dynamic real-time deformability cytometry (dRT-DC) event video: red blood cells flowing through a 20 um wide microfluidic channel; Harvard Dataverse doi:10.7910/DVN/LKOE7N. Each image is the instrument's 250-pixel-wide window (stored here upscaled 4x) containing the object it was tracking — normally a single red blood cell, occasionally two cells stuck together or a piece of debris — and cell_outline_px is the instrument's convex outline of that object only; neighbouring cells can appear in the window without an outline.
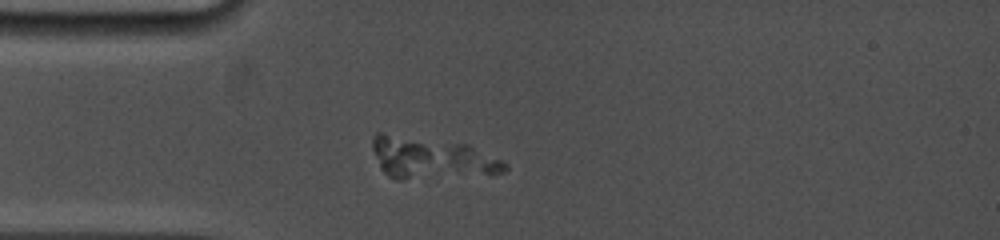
{"species": "common noctule bat (a hibernating species)", "species_latin": "Nyctalus noctula", "temperature_condition": "cold", "stored_images_in_passage": 2, "camera_frame_rate_fps": 5000, "um_per_image_px": 0.085, "animal": {"sex": "female", "body_mass_g": 19.0, "forearm_length_mm": 53.3}, "frame": {"image": 1, "passage_image": 1, "time_ms": 0.0, "image_size_px": [1000, 240], "cell_outline_px": [[508, 168], [504, 172], [404, 180], [396, 180], [388, 176], [380, 168], [372, 148], [372, 136], [376, 132], [384, 132], [468, 144], [504, 160], [508, 164]], "centroid_in_image_um": [36.62, 13.41], "position_along_channel_um": 48.4, "area_um2": 32.37}}